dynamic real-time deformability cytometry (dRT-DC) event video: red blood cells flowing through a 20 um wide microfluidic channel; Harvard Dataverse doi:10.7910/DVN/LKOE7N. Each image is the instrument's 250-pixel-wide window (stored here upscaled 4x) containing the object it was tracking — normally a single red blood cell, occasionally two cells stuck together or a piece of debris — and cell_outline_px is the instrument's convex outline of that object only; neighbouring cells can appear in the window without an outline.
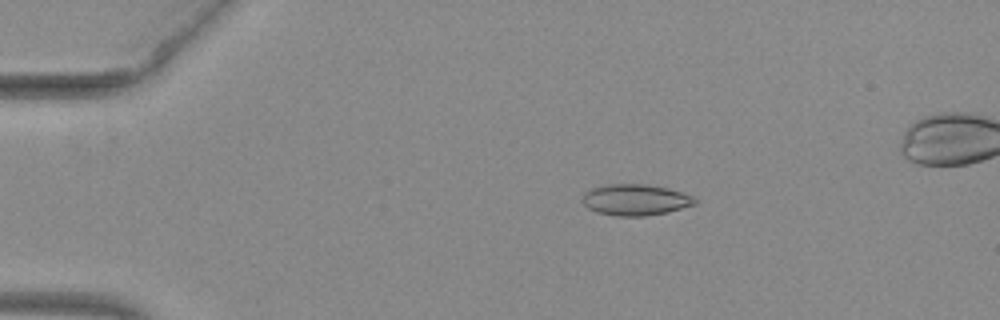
{"species": "common noctule bat (a hibernating species)", "species_latin": "Nyctalus noctula", "temperature_condition": "warm", "stored_images_in_passage": 52, "camera_frame_rate_fps": 3000, "um_per_image_px": 0.085, "animal": {"sex": "female", "body_mass_g": 29.2, "forearm_length_mm": 56.3}, "frame": {"image": 1, "passage_image": 10, "time_ms": 3.0, "image_size_px": [1000, 320], "cell_outline_px": [[696, 204], [668, 212], [644, 216], [616, 216], [596, 212], [588, 208], [580, 200], [584, 192], [592, 188], [608, 184], [644, 184], [668, 188], [692, 196], [696, 200]], "centroid_in_image_um": [53.97, 16.99], "position_along_channel_um": 31.0, "area_um2": 20.46}}
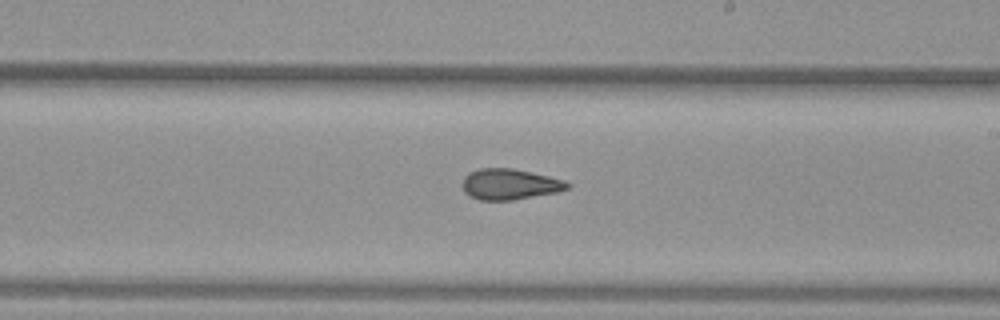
{"frame": {"image": 2, "passage_image": 31, "time_ms": 10.0, "image_size_px": [1000, 320], "cell_outline_px": [[572, 184], [568, 188], [560, 192], [512, 200], [480, 200], [464, 192], [464, 176], [468, 172], [480, 168], [512, 168], [548, 176], [564, 180]], "centroid_in_image_um": [43.36, 15.66], "position_along_channel_um": 245.6, "area_um2": 18.79}}
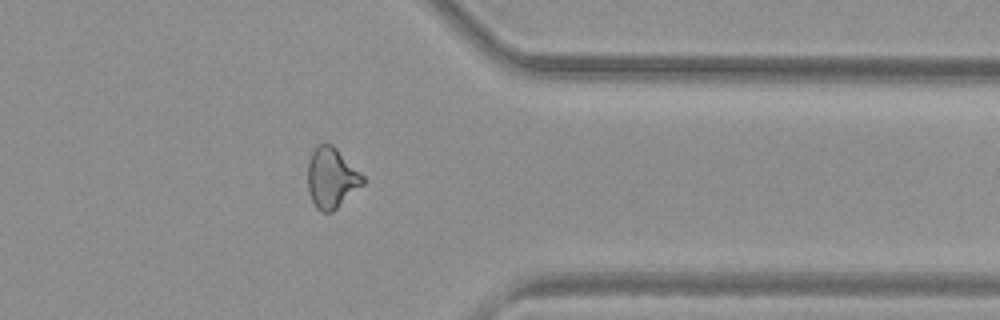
{"frame": {"image": 3, "passage_image": 42, "time_ms": 13.667, "image_size_px": [1000, 320], "cell_outline_px": [[368, 180], [364, 184], [332, 212], [320, 212], [316, 208], [308, 192], [308, 160], [316, 144], [332, 144]], "centroid_in_image_um": [28.18, 15.13], "position_along_channel_um": 383.2, "area_um2": 19.48}}